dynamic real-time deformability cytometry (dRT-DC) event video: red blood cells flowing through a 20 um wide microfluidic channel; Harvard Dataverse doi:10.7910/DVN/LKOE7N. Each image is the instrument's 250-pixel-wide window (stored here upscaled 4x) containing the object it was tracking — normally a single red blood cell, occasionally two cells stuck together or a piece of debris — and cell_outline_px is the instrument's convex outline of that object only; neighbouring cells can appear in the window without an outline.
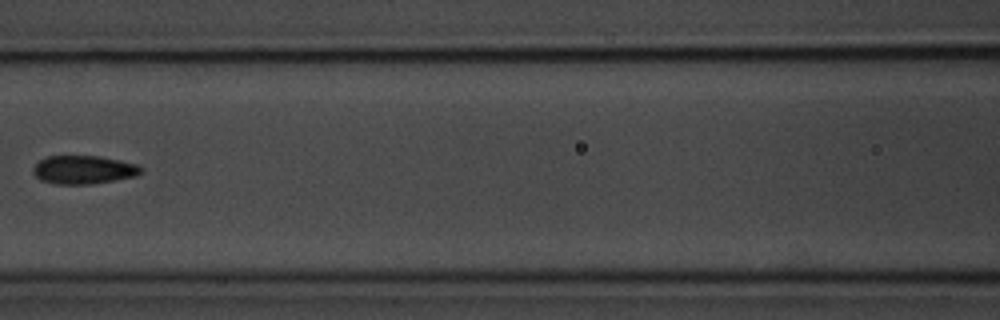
{"species": "common noctule bat (a hibernating species)", "species_latin": "Nyctalus noctula", "temperature_condition": "room temperature", "stored_images_in_passage": 7, "camera_frame_rate_fps": 3000, "um_per_image_px": 0.085, "animal": {"sex": "male", "body_mass_g": 20.1, "forearm_length_mm": 53.5}, "frame": {"image": 1, "passage_image": 6, "time_ms": 1.667, "image_size_px": [1000, 320], "cell_outline_px": [[144, 172], [136, 176], [116, 180], [92, 184], [56, 184], [40, 180], [32, 172], [32, 168], [40, 160], [48, 156], [100, 156], [136, 164], [144, 168]], "centroid_in_image_um": [7.13, 14.43], "position_along_channel_um": 159.5, "area_um2": 17.98}}
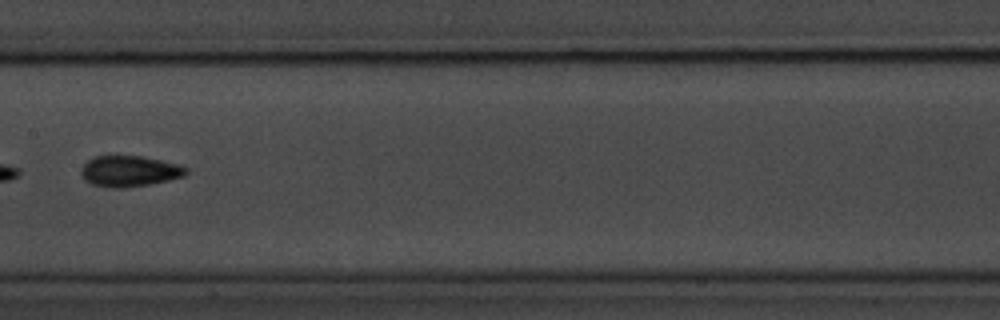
{"frame": {"image": 2, "passage_image": 7, "time_ms": 2.0, "image_size_px": [1000, 320], "cell_outline_px": [[188, 172], [184, 176], [168, 180], [148, 184], [116, 188], [92, 184], [84, 180], [80, 172], [80, 168], [88, 160], [96, 156], [144, 156], [180, 164], [188, 168]], "centroid_in_image_um": [11.01, 14.53], "position_along_channel_um": 196.4, "area_um2": 18.84}}